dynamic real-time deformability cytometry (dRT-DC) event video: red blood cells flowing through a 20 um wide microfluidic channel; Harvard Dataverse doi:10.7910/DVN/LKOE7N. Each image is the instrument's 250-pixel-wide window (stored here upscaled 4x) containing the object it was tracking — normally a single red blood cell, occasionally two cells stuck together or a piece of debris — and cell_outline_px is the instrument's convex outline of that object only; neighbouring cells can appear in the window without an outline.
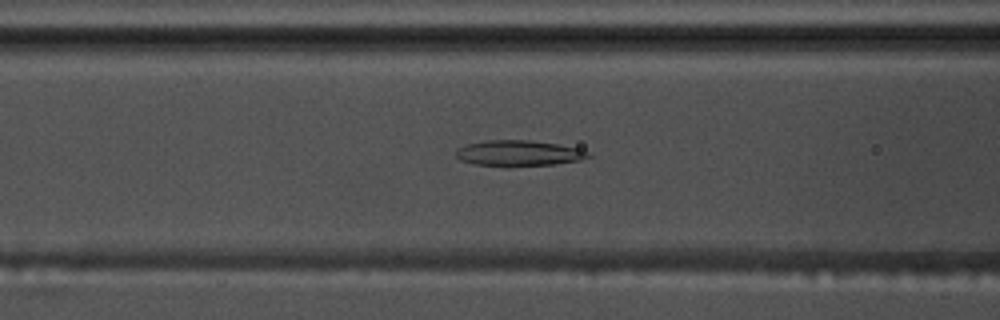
{"species": "common noctule bat (a hibernating species)", "species_latin": "Nyctalus noctula", "temperature_condition": "warm", "stored_images_in_passage": 56, "camera_frame_rate_fps": 3000, "um_per_image_px": 0.085, "animal": {"sex": "male", "body_mass_g": 17.5, "forearm_length_mm": 52.3}, "frame": {"image": 1, "passage_image": 23, "time_ms": 7.333, "image_size_px": [1000, 320], "cell_outline_px": [[592, 156], [580, 160], [556, 164], [476, 164], [460, 160], [456, 156], [456, 148], [468, 144], [488, 140], [528, 140], [556, 144], [576, 148], [588, 152]], "centroid_in_image_um": [44.09, 12.99], "position_along_channel_um": 122.5, "area_um2": 18.96}}
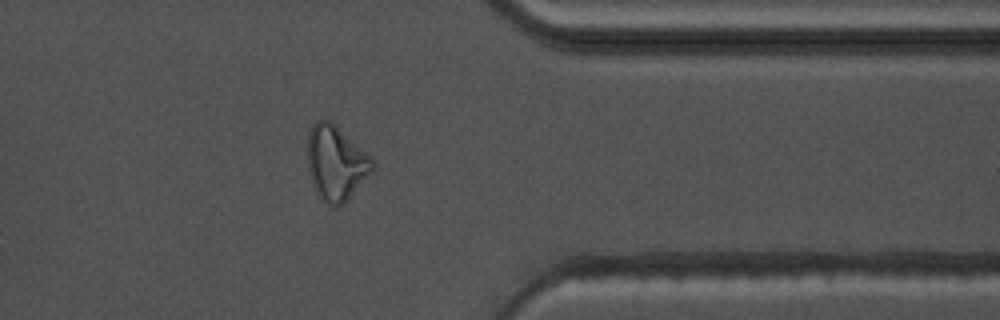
{"frame": {"image": 2, "passage_image": 45, "time_ms": 14.667, "image_size_px": [1000, 320], "cell_outline_px": [[376, 168], [340, 204], [328, 204], [316, 192], [308, 168], [308, 132], [312, 124], [316, 120], [328, 120], [372, 156], [376, 164]], "centroid_in_image_um": [28.56, 13.79], "position_along_channel_um": 382.8, "area_um2": 27.51}}
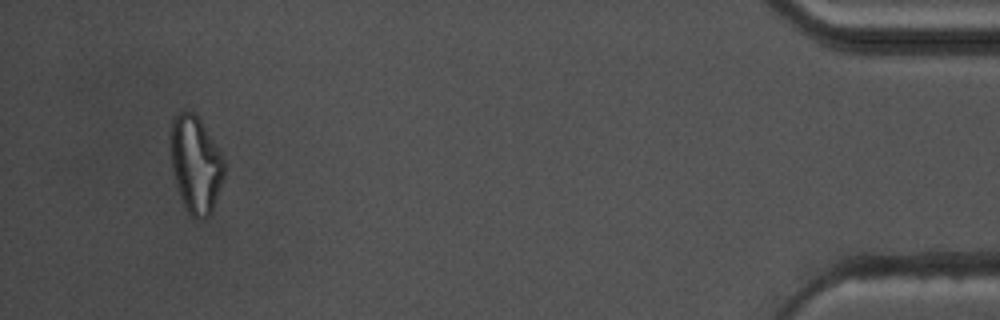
{"frame": {"image": 3, "passage_image": 53, "time_ms": 17.333, "image_size_px": [1000, 320], "cell_outline_px": [[224, 176], [212, 212], [204, 220], [196, 220], [188, 212], [180, 196], [176, 184], [172, 168], [172, 120], [180, 112], [196, 112], [224, 160]], "centroid_in_image_um": [16.65, 14.02], "position_along_channel_um": 418.6, "area_um2": 29.71}, "authors_computed_cell_mechanics": {"area_um2": 22.9466, "velocity_mm_per_s": 3.6951, "shape_relaxation_time_tau1_ms": null, "shape_relaxation_time_tau2_ms": 4.7806, "deformation_change_tau1": null, "deformation_change_tau2": 0.1204}}